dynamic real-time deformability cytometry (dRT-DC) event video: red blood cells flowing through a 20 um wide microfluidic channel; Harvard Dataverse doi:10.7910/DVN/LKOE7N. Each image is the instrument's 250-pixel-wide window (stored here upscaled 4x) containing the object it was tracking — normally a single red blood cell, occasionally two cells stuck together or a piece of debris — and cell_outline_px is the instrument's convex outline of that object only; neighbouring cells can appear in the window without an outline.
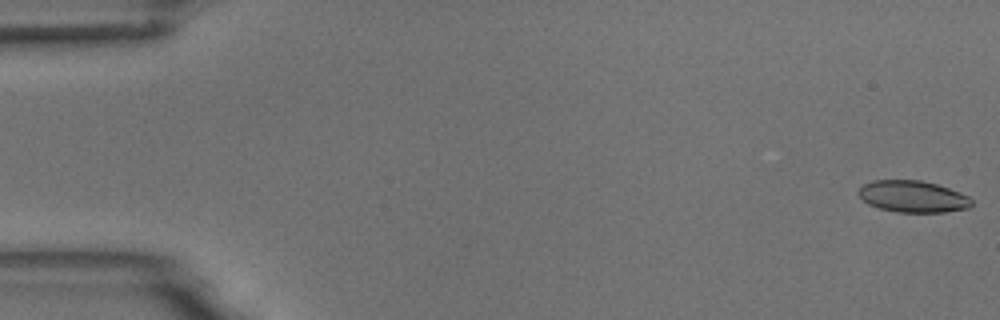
{"species": "common noctule bat (a hibernating species)", "species_latin": "Nyctalus noctula", "temperature_condition": "room temperature", "stored_images_in_passage": 11, "camera_frame_rate_fps": 3000, "um_per_image_px": 0.085, "animal": {"sex": "male", "body_mass_g": 18.8}, "frame": {"image": 1, "passage_image": 1, "time_ms": 0.0, "image_size_px": [1000, 320], "cell_outline_px": [[972, 204], [968, 208], [944, 212], [896, 212], [880, 208], [868, 204], [856, 192], [864, 184], [872, 180], [920, 180], [936, 184], [948, 188], [968, 196], [972, 200]], "centroid_in_image_um": [77.57, 16.7], "position_along_channel_um": 7.4, "area_um2": 20.75}}